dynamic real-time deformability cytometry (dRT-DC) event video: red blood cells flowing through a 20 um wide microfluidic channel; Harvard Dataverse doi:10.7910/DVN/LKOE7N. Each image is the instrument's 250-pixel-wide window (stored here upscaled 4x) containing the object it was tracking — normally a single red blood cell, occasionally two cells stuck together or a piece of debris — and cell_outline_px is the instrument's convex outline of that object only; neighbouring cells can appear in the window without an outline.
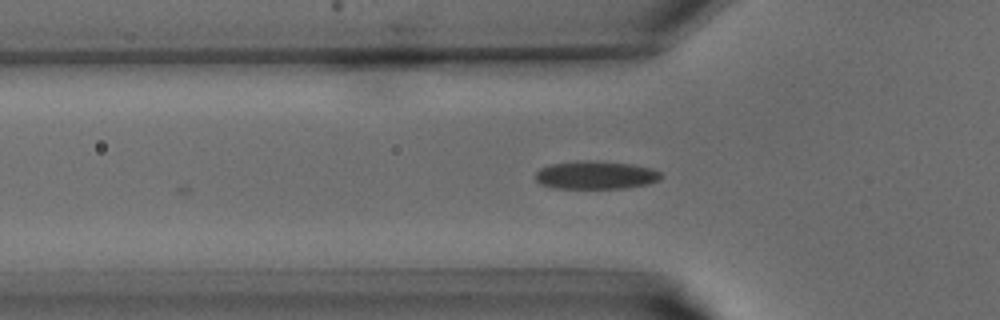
{"species": "common noctule bat (a hibernating species)", "species_latin": "Nyctalus noctula", "temperature_condition": "warm", "stored_images_in_passage": 5, "camera_frame_rate_fps": 3000, "um_per_image_px": 0.085, "animal": {"sex": "male", "body_mass_g": 15.6}, "frame": {"image": 1, "passage_image": 5, "time_ms": 1.333, "image_size_px": [1000, 320], "cell_outline_px": [[664, 176], [660, 180], [648, 184], [624, 188], [552, 188], [540, 184], [536, 180], [536, 172], [540, 168], [552, 164], [576, 160], [592, 160], [632, 164], [652, 168], [660, 172]], "centroid_in_image_um": [50.65, 14.87], "position_along_channel_um": 75.1, "area_um2": 20.81}}